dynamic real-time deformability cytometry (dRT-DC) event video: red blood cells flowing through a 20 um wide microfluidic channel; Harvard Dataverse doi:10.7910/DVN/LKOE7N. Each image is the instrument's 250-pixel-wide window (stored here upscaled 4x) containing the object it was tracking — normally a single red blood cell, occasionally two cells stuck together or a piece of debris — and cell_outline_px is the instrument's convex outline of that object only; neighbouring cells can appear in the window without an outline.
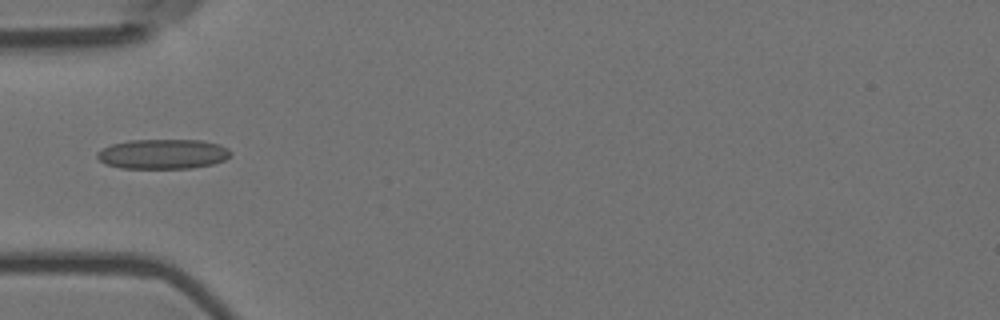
{"species": "Egyptian fruit bat (a non-hibernating species)", "species_latin": "Rousettus aegyptiacus", "temperature_condition": "room temperature", "stored_images_in_passage": 4, "camera_frame_rate_fps": 3000, "um_per_image_px": 0.085, "animal": {"sex": "female"}, "frame": {"image": 1, "passage_image": 3, "time_ms": 0.667, "image_size_px": [1000, 320], "cell_outline_px": [[232, 152], [224, 160], [212, 164], [192, 168], [120, 168], [104, 164], [96, 156], [96, 152], [112, 144], [128, 140], [200, 140], [220, 144], [228, 148]], "centroid_in_image_um": [13.83, 13.09], "position_along_channel_um": 71.2, "area_um2": 23.24}}
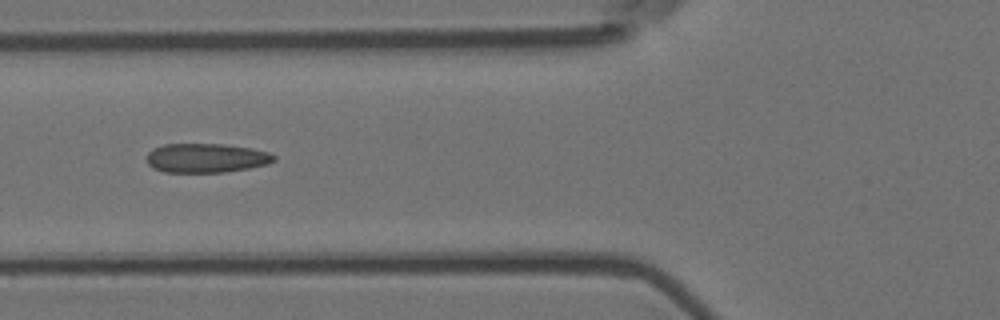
{"frame": {"image": 2, "passage_image": 4, "time_ms": 1.0, "image_size_px": [1000, 320], "cell_outline_px": [[276, 160], [268, 164], [248, 168], [224, 172], [164, 172], [152, 168], [144, 160], [148, 152], [152, 148], [164, 144], [224, 144], [252, 148], [268, 152], [276, 156]], "centroid_in_image_um": [17.49, 13.43], "position_along_channel_um": 108.3, "area_um2": 21.91}}